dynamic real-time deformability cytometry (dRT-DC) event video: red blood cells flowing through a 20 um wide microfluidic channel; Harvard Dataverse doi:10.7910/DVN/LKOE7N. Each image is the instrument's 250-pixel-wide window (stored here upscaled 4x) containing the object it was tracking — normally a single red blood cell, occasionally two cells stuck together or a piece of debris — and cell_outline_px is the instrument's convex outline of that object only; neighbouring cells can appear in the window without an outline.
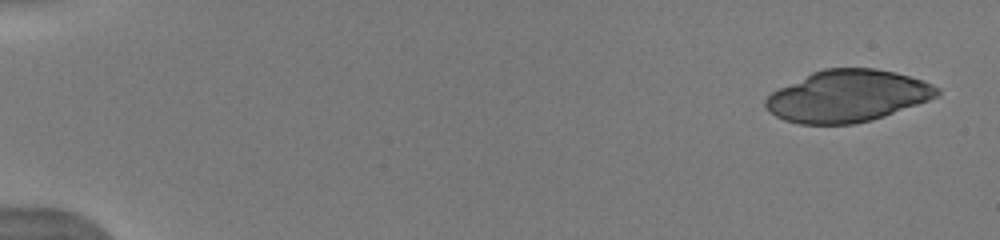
{"species": "human", "species_latin": "Homo sapiens", "temperature_condition": "warm", "stored_images_in_passage": 10, "camera_frame_rate_fps": 3000, "um_per_image_px": 0.085, "donor": {"sex": "male"}, "frame": {"image": 1, "passage_image": 1, "time_ms": 0.0, "image_size_px": [1000, 240], "cell_outline_px": [[940, 92], [936, 96], [928, 100], [884, 116], [872, 120], [852, 124], [800, 124], [784, 120], [776, 116], [764, 104], [764, 100], [772, 92], [812, 72], [824, 68], [876, 68], [896, 72], [924, 80], [940, 88]], "centroid_in_image_um": [72.06, 8.16], "position_along_channel_um": 12.9, "area_um2": 51.56}}
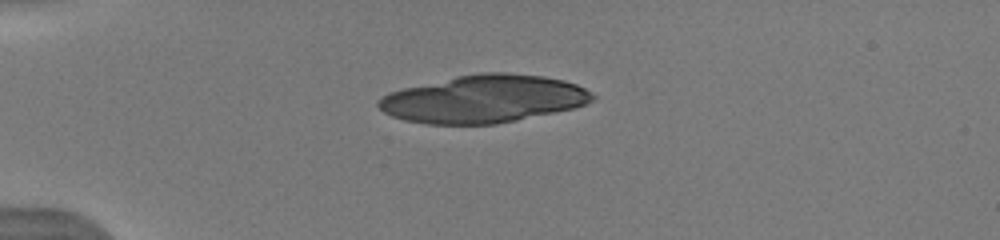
{"frame": {"image": 2, "passage_image": 5, "time_ms": 3.667, "image_size_px": [1000, 240], "cell_outline_px": [[596, 96], [592, 100], [584, 104], [572, 108], [516, 120], [496, 124], [428, 124], [404, 120], [392, 116], [384, 112], [376, 104], [376, 100], [380, 96], [388, 92], [404, 88], [456, 76], [480, 72], [504, 72], [544, 76], [564, 80], [576, 84], [584, 88]], "centroid_in_image_um": [41.06, 8.4], "position_along_channel_um": 43.9, "area_um2": 59.3}}